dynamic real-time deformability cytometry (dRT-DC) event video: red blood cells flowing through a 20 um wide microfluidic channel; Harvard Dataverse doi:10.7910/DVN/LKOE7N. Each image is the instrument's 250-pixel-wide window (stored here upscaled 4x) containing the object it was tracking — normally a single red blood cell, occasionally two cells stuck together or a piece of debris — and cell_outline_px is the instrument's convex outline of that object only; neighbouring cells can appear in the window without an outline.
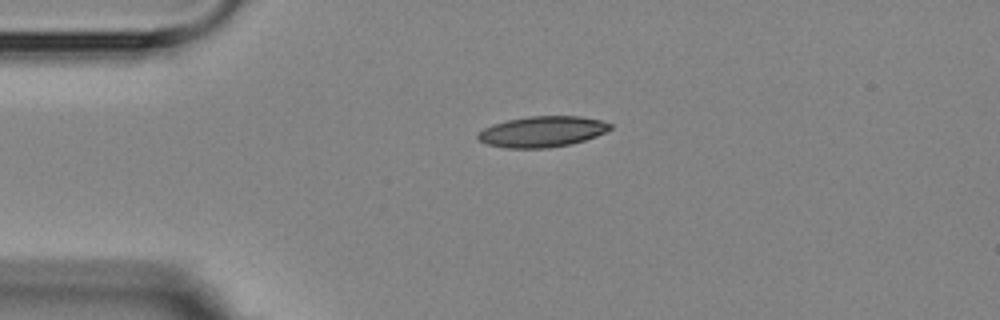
{"species": "Egyptian fruit bat (a non-hibernating species)", "species_latin": "Rousettus aegyptiacus", "temperature_condition": "room temperature", "stored_images_in_passage": 3, "camera_frame_rate_fps": 3000, "um_per_image_px": 0.085, "animal": {"sex": "female"}, "frame": {"image": 1, "passage_image": 1, "time_ms": 0.0, "image_size_px": [1000, 320], "cell_outline_px": [[612, 128], [596, 136], [572, 144], [548, 148], [504, 148], [488, 144], [480, 140], [476, 136], [484, 128], [492, 124], [508, 120], [528, 116], [580, 116], [600, 120], [612, 124]], "centroid_in_image_um": [46.09, 11.19], "position_along_channel_um": 38.9, "area_um2": 23.7}}
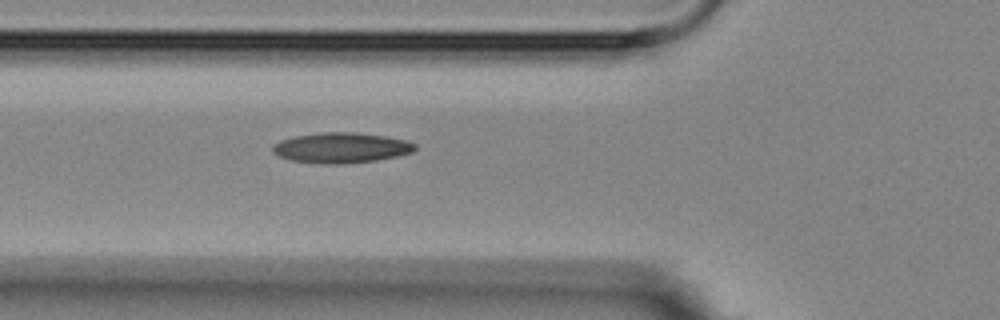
{"frame": {"image": 2, "passage_image": 3, "time_ms": 2.333, "image_size_px": [1000, 320], "cell_outline_px": [[416, 148], [412, 152], [396, 156], [376, 160], [340, 164], [320, 164], [292, 160], [280, 156], [272, 152], [272, 144], [280, 140], [296, 136], [320, 132], [356, 132], [384, 136], [404, 140], [416, 144]], "centroid_in_image_um": [28.97, 12.56], "position_along_channel_um": 96.8, "area_um2": 25.09}}